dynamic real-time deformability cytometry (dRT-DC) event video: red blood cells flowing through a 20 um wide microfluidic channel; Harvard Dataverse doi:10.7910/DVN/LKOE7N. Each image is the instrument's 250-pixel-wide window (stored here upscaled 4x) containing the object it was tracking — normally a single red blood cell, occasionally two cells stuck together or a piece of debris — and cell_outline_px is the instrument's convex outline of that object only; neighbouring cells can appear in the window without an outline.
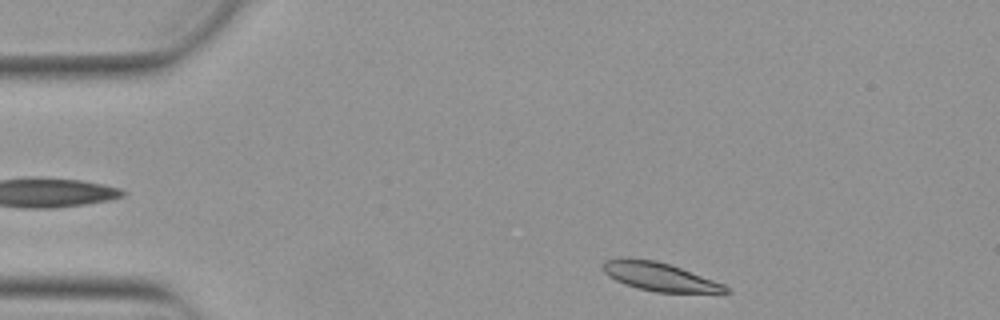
{"species": "Egyptian fruit bat (a non-hibernating species)", "species_latin": "Rousettus aegyptiacus", "temperature_condition": "warm", "stored_images_in_passage": 16, "camera_frame_rate_fps": 3000, "um_per_image_px": 0.085, "animal": {"sex": "female"}, "frame": {"image": 1, "passage_image": 1, "time_ms": 0.0, "image_size_px": [1000, 320], "cell_outline_px": [[732, 292], [724, 296], [656, 292], [624, 284], [608, 276], [600, 268], [600, 264], [604, 260], [656, 260], [680, 268], [724, 284]], "centroid_in_image_um": [56.24, 23.61], "position_along_channel_um": 28.8, "area_um2": 20.69}}
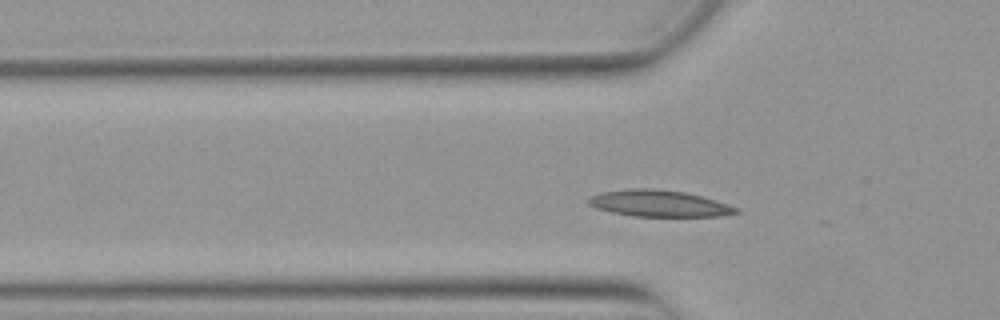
{"frame": {"image": 2, "passage_image": 9, "time_ms": 2.667, "image_size_px": [1000, 320], "cell_outline_px": [[740, 212], [720, 216], [632, 216], [612, 212], [596, 208], [588, 204], [588, 196], [600, 192], [628, 188], [652, 188], [684, 192], [716, 200], [740, 208]], "centroid_in_image_um": [55.99, 17.28], "position_along_channel_um": 69.8, "area_um2": 22.89}}
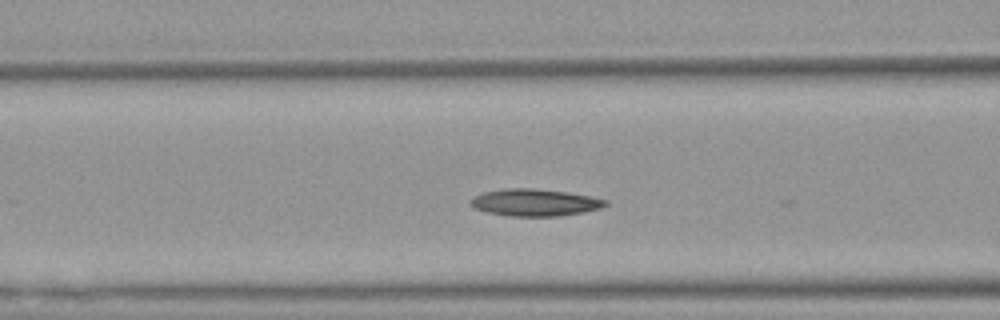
{"frame": {"image": 3, "passage_image": 13, "time_ms": 4.0, "image_size_px": [1000, 320], "cell_outline_px": [[608, 204], [600, 208], [584, 212], [560, 216], [508, 216], [488, 212], [476, 208], [472, 204], [472, 200], [476, 196], [484, 192], [504, 188], [536, 188], [592, 196], [608, 200]], "centroid_in_image_um": [45.52, 17.21], "position_along_channel_um": 121.1, "area_um2": 21.1}}